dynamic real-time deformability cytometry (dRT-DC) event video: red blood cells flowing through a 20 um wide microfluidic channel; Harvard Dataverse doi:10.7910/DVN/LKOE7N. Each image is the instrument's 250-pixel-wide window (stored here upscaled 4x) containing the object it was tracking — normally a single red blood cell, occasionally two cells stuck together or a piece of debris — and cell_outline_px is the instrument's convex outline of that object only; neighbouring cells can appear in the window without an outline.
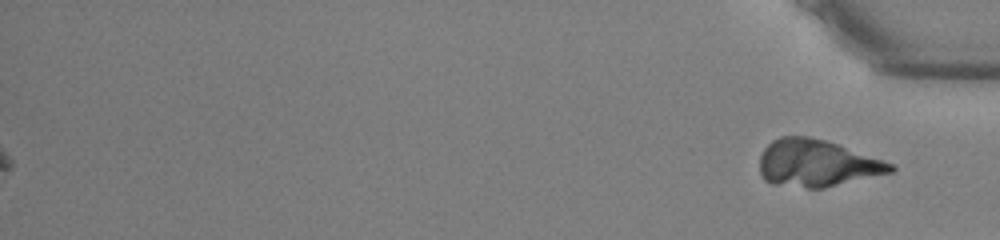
{"species": "common noctule bat (a hibernating species)", "species_latin": "Nyctalus noctula", "temperature_condition": "warm", "stored_images_in_passage": 40, "segment_of_instrument_passage": [2, 2], "camera_frame_rate_fps": 3000, "um_per_image_px": 0.085, "animal": {"sex": "male", "body_mass_g": 13.0, "forearm_length_mm": 53.1}, "frame": {"image": 1, "passage_image": 40, "time_ms": 13.0, "image_size_px": [1000, 240], "cell_outline_px": [[896, 168], [892, 172], [824, 188], [808, 188], [772, 184], [764, 180], [760, 172], [760, 156], [764, 148], [772, 140], [780, 136], [808, 136], [824, 140], [836, 144], [892, 164]], "centroid_in_image_um": [69.37, 13.88], "position_along_channel_um": 365.8, "area_um2": 35.49}}